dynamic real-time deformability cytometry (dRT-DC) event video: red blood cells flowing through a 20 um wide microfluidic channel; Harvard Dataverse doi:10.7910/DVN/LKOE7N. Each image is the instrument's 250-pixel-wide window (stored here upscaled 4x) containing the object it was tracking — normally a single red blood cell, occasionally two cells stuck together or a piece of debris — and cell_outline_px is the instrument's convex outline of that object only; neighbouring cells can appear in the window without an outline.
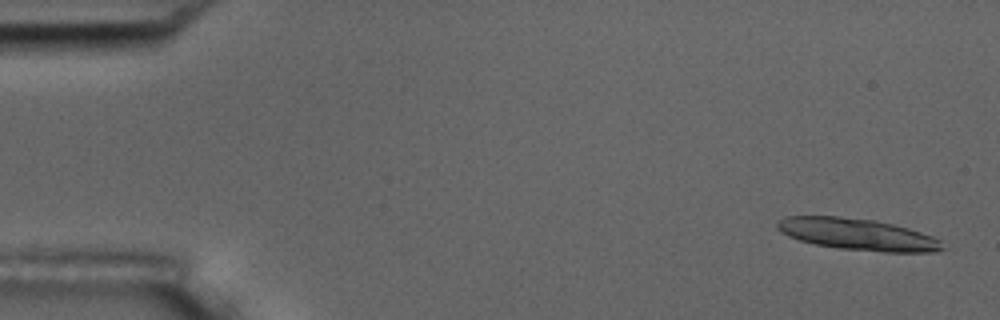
{"species": "common noctule bat (a hibernating species)", "species_latin": "Nyctalus noctula", "temperature_condition": "room temperature", "stored_images_in_passage": 5, "camera_frame_rate_fps": 3000, "um_per_image_px": 0.085, "animal": {"sex": "male", "body_mass_g": 17.5, "forearm_length_mm": 52.3}, "frame": {"image": 1, "passage_image": 1, "time_ms": 0.0, "image_size_px": [1000, 320], "cell_outline_px": [[944, 248], [936, 252], [884, 252], [840, 248], [816, 244], [800, 240], [788, 236], [780, 232], [776, 228], [776, 224], [784, 216], [840, 216], [876, 220], [908, 228], [932, 236], [940, 240]], "centroid_in_image_um": [72.88, 19.91], "position_along_channel_um": 12.1, "area_um2": 30.4}}